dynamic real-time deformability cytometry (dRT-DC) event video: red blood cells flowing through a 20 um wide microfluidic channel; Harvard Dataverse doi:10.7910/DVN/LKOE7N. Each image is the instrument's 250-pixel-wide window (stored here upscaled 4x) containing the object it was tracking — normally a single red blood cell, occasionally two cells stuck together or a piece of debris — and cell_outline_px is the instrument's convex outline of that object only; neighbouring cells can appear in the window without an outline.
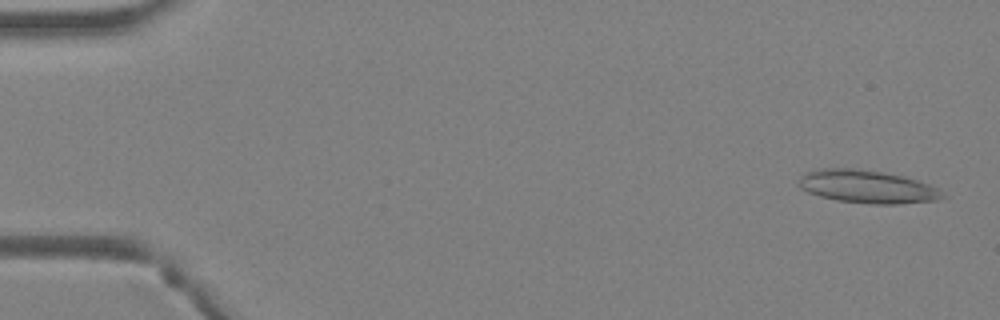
{"species": "Egyptian fruit bat (a non-hibernating species)", "species_latin": "Rousettus aegyptiacus", "temperature_condition": "warm", "stored_images_in_passage": 15, "camera_frame_rate_fps": 3000, "um_per_image_px": 0.085, "animal": {"sex": "female"}, "frame": {"image": 1, "passage_image": 2, "time_ms": 0.333, "image_size_px": [1000, 320], "cell_outline_px": [[948, 196], [936, 200], [896, 204], [868, 204], [836, 200], [820, 196], [808, 192], [800, 188], [800, 180], [804, 172], [816, 168], [852, 168], [880, 172], [904, 176], [940, 188]], "centroid_in_image_um": [73.73, 15.87], "position_along_channel_um": 11.3, "area_um2": 27.69}}